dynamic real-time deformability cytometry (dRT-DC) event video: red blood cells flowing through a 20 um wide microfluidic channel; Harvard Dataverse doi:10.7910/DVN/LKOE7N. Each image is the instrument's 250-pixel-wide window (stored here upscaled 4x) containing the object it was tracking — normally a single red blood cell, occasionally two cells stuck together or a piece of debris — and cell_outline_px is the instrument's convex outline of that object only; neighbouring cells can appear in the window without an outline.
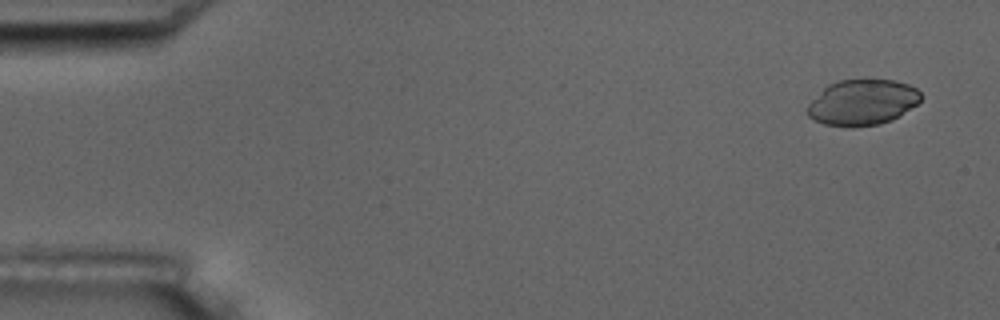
{"species": "common noctule bat (a hibernating species)", "species_latin": "Nyctalus noctula", "temperature_condition": "room temperature", "stored_images_in_passage": 4, "camera_frame_rate_fps": 3000, "um_per_image_px": 0.085, "animal": {"sex": "male", "body_mass_g": 17.5, "forearm_length_mm": 52.3}, "frame": {"image": 1, "passage_image": 1, "time_ms": 0.0, "image_size_px": [1000, 320], "cell_outline_px": [[924, 96], [916, 104], [892, 120], [880, 124], [852, 128], [848, 128], [824, 124], [812, 120], [804, 112], [808, 104], [828, 84], [840, 80], [864, 76], [896, 80], [908, 84], [916, 88]], "centroid_in_image_um": [73.28, 8.67], "position_along_channel_um": 11.7, "area_um2": 31.33}}